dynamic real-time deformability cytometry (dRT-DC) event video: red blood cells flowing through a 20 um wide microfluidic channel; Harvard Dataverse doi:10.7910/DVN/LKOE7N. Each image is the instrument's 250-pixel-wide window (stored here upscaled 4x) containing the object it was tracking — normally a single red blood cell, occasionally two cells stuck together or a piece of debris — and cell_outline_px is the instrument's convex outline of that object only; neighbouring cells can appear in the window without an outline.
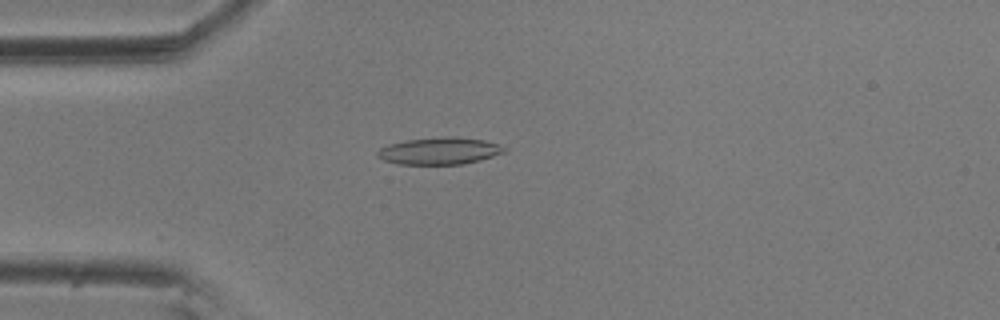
{"species": "common noctule bat (a hibernating species)", "species_latin": "Nyctalus noctula", "temperature_condition": "room temperature", "stored_images_in_passage": 3, "camera_frame_rate_fps": 3000, "um_per_image_px": 0.085, "animal": {"sex": "male", "body_mass_g": 20.5, "forearm_length_mm": 52.5}, "frame": {"image": 1, "passage_image": 3, "time_ms": 0.667, "image_size_px": [1000, 320], "cell_outline_px": [[508, 148], [504, 152], [480, 160], [464, 164], [400, 164], [384, 160], [376, 156], [376, 152], [380, 148], [388, 144], [408, 140], [448, 136], [452, 136], [484, 140]], "centroid_in_image_um": [37.34, 12.83], "position_along_channel_um": 47.7, "area_um2": 19.83}}